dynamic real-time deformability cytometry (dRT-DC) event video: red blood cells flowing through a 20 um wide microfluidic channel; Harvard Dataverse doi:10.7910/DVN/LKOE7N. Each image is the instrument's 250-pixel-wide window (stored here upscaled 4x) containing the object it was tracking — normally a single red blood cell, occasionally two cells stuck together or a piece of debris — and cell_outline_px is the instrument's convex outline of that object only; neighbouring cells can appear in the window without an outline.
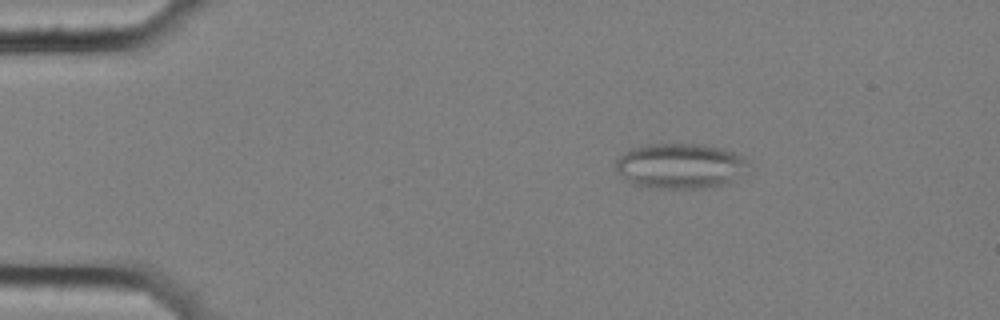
{"species": "common noctule bat (a hibernating species)", "species_latin": "Nyctalus noctula", "temperature_condition": "cold", "stored_images_in_passage": 57, "segment_of_instrument_passage": [1, 2], "camera_frame_rate_fps": 3000, "um_per_image_px": 0.085, "animal": {"sex": "female", "body_mass_g": 25.1}, "frame": {"image": 1, "passage_image": 10, "time_ms": 3.0, "image_size_px": [1000, 320], "cell_outline_px": [[748, 164], [732, 180], [720, 184], [704, 188], [648, 188], [636, 184], [628, 180], [616, 168], [616, 160], [628, 148], [648, 144], [704, 144], [724, 148], [740, 156]], "centroid_in_image_um": [57.75, 14.08], "position_along_channel_um": 27.3, "area_um2": 34.33}}